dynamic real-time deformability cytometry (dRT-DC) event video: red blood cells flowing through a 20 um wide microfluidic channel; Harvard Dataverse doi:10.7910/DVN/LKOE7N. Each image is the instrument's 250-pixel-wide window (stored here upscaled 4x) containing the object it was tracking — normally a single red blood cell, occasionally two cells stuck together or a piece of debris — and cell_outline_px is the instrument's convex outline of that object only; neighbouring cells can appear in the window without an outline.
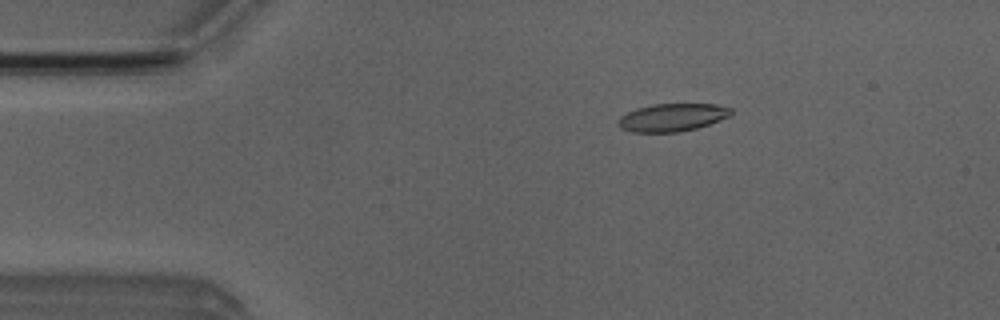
{"species": "Egyptian fruit bat (a non-hibernating species)", "species_latin": "Rousettus aegyptiacus", "temperature_condition": "room temperature", "stored_images_in_passage": 5, "camera_frame_rate_fps": 3000, "um_per_image_px": 0.085, "animal": {"sex": "male"}, "frame": {"image": 1, "passage_image": 1, "time_ms": 0.0, "image_size_px": [1000, 320], "cell_outline_px": [[732, 112], [728, 116], [708, 124], [696, 128], [680, 132], [632, 132], [620, 128], [616, 124], [616, 120], [620, 116], [636, 108], [652, 104], [716, 104], [732, 108]], "centroid_in_image_um": [57.08, 9.98], "position_along_channel_um": 27.9, "area_um2": 18.32}}